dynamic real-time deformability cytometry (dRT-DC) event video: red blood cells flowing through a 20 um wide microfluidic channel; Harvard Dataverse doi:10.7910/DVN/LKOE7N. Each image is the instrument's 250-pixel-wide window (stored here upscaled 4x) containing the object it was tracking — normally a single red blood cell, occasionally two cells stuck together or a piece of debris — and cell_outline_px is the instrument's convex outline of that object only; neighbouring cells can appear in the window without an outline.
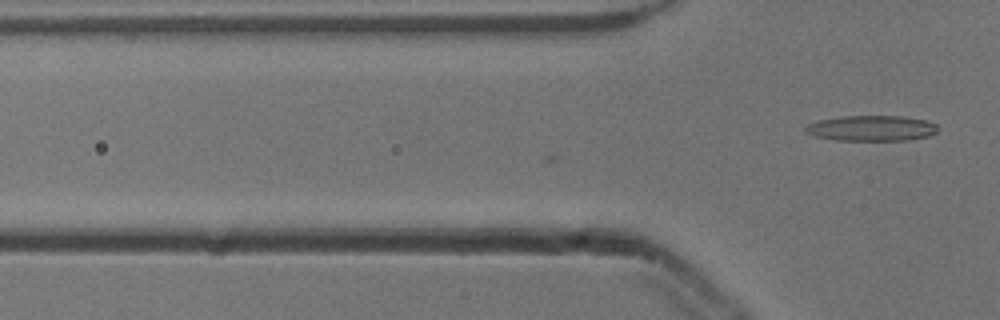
{"species": "common noctule bat (a hibernating species)", "species_latin": "Nyctalus noctula", "temperature_condition": "cold", "stored_images_in_passage": 6, "camera_frame_rate_fps": 3000, "um_per_image_px": 0.085, "animal": {"sex": "male", "body_mass_g": 13.3}, "frame": {"image": 1, "passage_image": 6, "time_ms": 1.667, "image_size_px": [1000, 320], "cell_outline_px": [[940, 128], [936, 132], [928, 136], [908, 140], [836, 140], [816, 136], [804, 132], [804, 128], [808, 124], [820, 120], [840, 116], [900, 116], [924, 120], [936, 124]], "centroid_in_image_um": [74.08, 10.9], "position_along_channel_um": 51.7, "area_um2": 19.59}}